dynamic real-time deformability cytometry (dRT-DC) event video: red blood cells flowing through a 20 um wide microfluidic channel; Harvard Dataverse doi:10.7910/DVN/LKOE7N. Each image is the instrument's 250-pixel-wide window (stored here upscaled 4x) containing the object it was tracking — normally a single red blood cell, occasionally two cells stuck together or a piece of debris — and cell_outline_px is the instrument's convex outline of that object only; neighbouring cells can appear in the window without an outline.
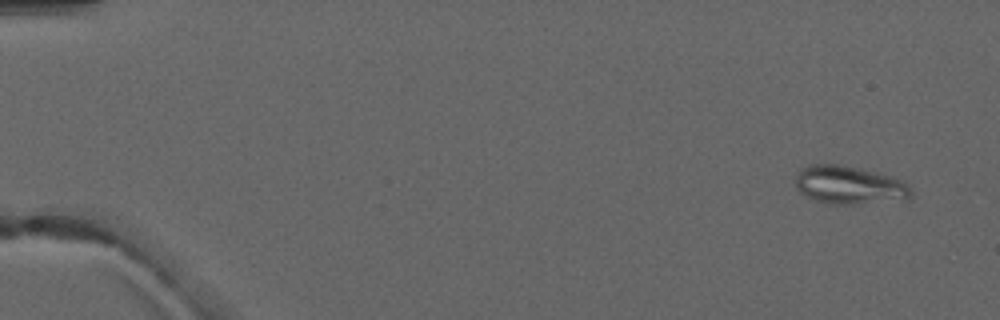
{"species": "common noctule bat (a hibernating species)", "species_latin": "Nyctalus noctula", "temperature_condition": "warm", "stored_images_in_passage": 5, "camera_frame_rate_fps": 3000, "um_per_image_px": 0.085, "animal": {"sex": "male", "forearm_length_mm": 52.5}, "frame": {"image": 1, "passage_image": 1, "time_ms": 0.0, "image_size_px": [1000, 320], "cell_outline_px": [[912, 196], [908, 200], [848, 204], [828, 204], [804, 196], [796, 188], [796, 176], [800, 168], [808, 164], [840, 164], [860, 168], [892, 176], [904, 180], [912, 192]], "centroid_in_image_um": [72.19, 15.73], "position_along_channel_um": 12.8, "area_um2": 26.13}}